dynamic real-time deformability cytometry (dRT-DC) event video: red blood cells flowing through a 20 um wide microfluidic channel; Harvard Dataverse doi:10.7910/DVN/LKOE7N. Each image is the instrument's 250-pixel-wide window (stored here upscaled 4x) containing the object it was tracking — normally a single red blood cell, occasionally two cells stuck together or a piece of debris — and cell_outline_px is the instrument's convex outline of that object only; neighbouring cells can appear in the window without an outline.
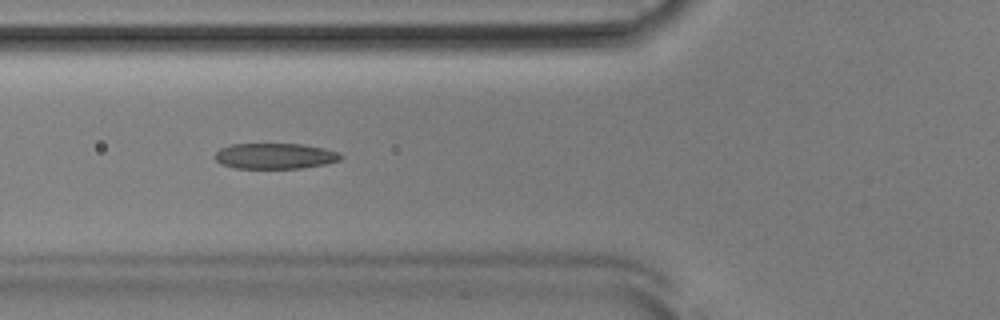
{"species": "Egyptian fruit bat (a non-hibernating species)", "species_latin": "Rousettus aegyptiacus", "temperature_condition": "room temperature", "stored_images_in_passage": 53, "camera_frame_rate_fps": 3000, "um_per_image_px": 0.085, "animal": {"sex": "male"}, "frame": {"image": 1, "passage_image": 20, "time_ms": 6.333, "image_size_px": [1000, 320], "cell_outline_px": [[344, 156], [340, 160], [324, 164], [300, 168], [236, 168], [220, 164], [212, 156], [220, 148], [232, 144], [304, 144], [324, 148], [340, 152]], "centroid_in_image_um": [23.37, 13.25], "position_along_channel_um": 102.4, "area_um2": 18.96}}
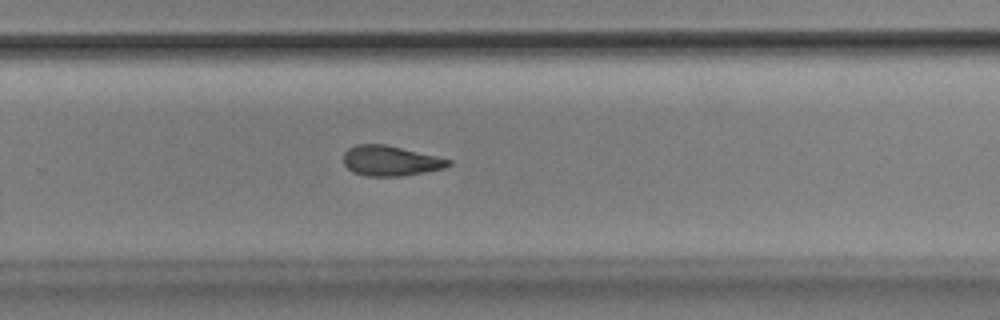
{"frame": {"image": 2, "passage_image": 35, "time_ms": 11.333, "image_size_px": [1000, 320], "cell_outline_px": [[452, 164], [444, 168], [424, 172], [400, 176], [368, 176], [352, 172], [344, 164], [344, 152], [348, 148], [356, 144], [384, 144], [436, 156], [452, 160]], "centroid_in_image_um": [33.17, 13.67], "position_along_channel_um": 296.6, "area_um2": 18.32}}
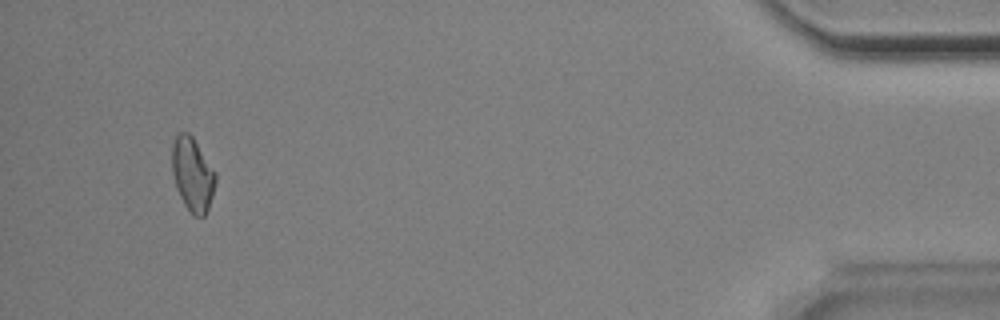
{"frame": {"image": 3, "passage_image": 50, "time_ms": 16.333, "image_size_px": [1000, 320], "cell_outline_px": [[216, 180], [212, 196], [208, 208], [204, 216], [192, 216], [184, 204], [176, 188], [172, 172], [172, 144], [176, 136], [180, 132], [188, 132], [192, 136], [216, 172]], "centroid_in_image_um": [16.36, 14.82], "position_along_channel_um": 418.8, "area_um2": 18.67}, "authors_computed_cell_mechanics": {"area_um2": 18.9006, "velocity_mm_per_s": 3.8853, "shape_relaxation_time_tau1_ms": 9.7559, "shape_relaxation_time_tau2_ms": 4.4298, "deformation_change_tau1": 0.2251, "deformation_change_tau2": 0.1362}}